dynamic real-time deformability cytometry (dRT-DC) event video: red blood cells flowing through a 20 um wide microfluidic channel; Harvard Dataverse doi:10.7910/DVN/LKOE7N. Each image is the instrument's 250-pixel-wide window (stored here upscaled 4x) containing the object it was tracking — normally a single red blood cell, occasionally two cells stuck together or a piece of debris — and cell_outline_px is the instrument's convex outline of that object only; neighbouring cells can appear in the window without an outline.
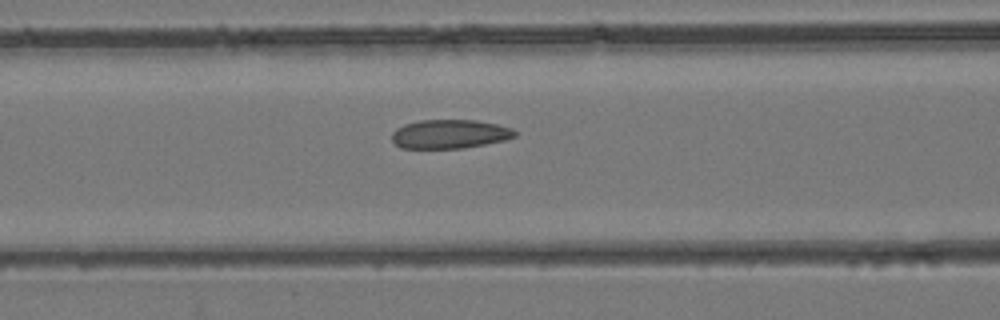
{"species": "common noctule bat (a hibernating species)", "species_latin": "Nyctalus noctula", "temperature_condition": "room temperature", "stored_images_in_passage": 30, "camera_frame_rate_fps": 3000, "um_per_image_px": 0.085, "animal": {"sex": "female", "body_mass_g": 24.6, "forearm_length_mm": 56.2}, "frame": {"image": 1, "passage_image": 5, "time_ms": 1.333, "image_size_px": [1000, 320], "cell_outline_px": [[516, 136], [504, 140], [464, 148], [400, 148], [392, 140], [392, 132], [396, 128], [404, 124], [420, 120], [476, 120], [496, 124], [512, 128], [516, 132]], "centroid_in_image_um": [38.2, 11.39], "position_along_channel_um": 128.4, "area_um2": 20.69}}
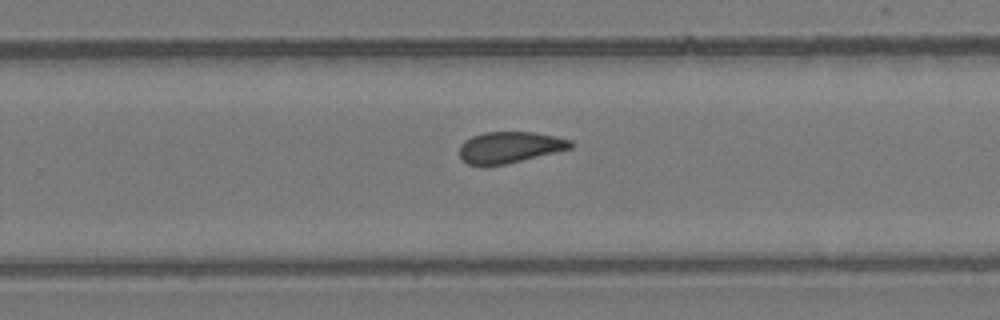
{"frame": {"image": 2, "passage_image": 15, "time_ms": 4.667, "image_size_px": [1000, 320], "cell_outline_px": [[572, 148], [504, 164], [468, 164], [460, 156], [460, 144], [464, 140], [472, 136], [484, 132], [536, 132], [556, 136], [572, 140]], "centroid_in_image_um": [43.34, 12.49], "position_along_channel_um": 286.5, "area_um2": 19.94}}
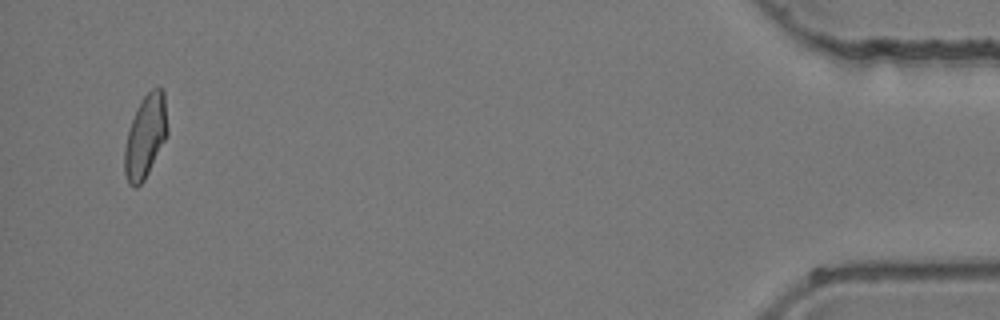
{"frame": {"image": 3, "passage_image": 29, "time_ms": 9.333, "image_size_px": [1000, 320], "cell_outline_px": [[168, 132], [144, 180], [136, 188], [128, 184], [124, 172], [124, 148], [128, 132], [132, 120], [144, 96], [152, 88], [160, 88], [164, 92], [168, 128]], "centroid_in_image_um": [12.35, 11.62], "position_along_channel_um": 422.8, "area_um2": 20.35}}